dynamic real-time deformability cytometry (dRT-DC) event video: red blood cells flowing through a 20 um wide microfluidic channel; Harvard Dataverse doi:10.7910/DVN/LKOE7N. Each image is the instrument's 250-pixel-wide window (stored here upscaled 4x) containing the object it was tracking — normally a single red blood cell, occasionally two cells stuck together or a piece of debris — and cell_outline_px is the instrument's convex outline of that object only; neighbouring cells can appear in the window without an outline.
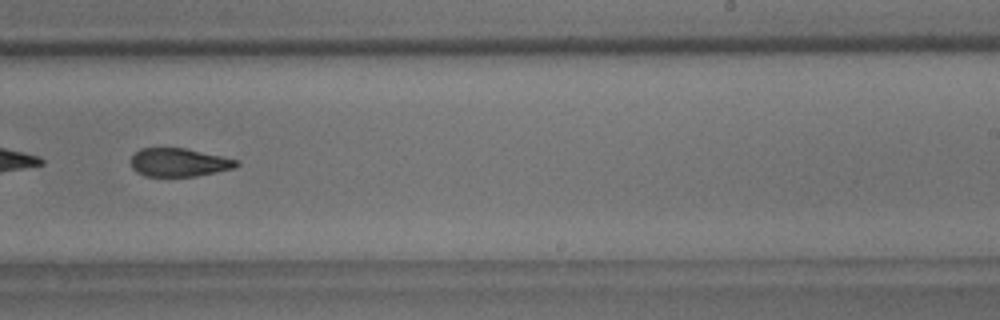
{"species": "common noctule bat (a hibernating species)", "species_latin": "Nyctalus noctula", "temperature_condition": "room temperature", "stored_images_in_passage": 8, "camera_frame_rate_fps": 3000, "um_per_image_px": 0.085, "animal": {"sex": "male", "body_mass_g": 18.8}, "frame": {"image": 1, "passage_image": 8, "time_ms": 8.667, "image_size_px": [1000, 320], "cell_outline_px": [[240, 164], [236, 168], [196, 176], [144, 176], [136, 172], [132, 168], [132, 156], [140, 148], [184, 148], [240, 160]], "centroid_in_image_um": [15.24, 13.81], "position_along_channel_um": 273.8, "area_um2": 17.46}}